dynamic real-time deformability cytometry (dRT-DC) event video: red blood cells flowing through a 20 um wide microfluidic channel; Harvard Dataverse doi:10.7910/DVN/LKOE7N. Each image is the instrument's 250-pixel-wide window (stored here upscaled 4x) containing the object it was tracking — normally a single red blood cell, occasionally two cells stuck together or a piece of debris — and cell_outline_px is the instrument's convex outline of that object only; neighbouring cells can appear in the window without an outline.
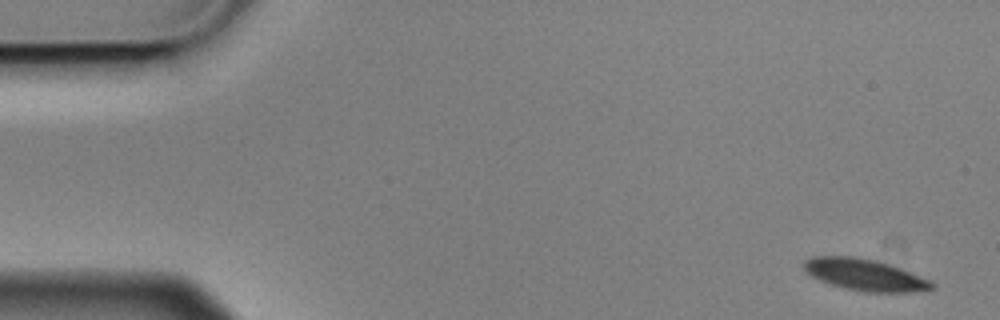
{"species": "Egyptian fruit bat (a non-hibernating species)", "species_latin": "Rousettus aegyptiacus", "temperature_condition": "cold", "stored_images_in_passage": 6, "camera_frame_rate_fps": 3000, "um_per_image_px": 0.085, "animal": {"sex": "male"}, "frame": {"image": 1, "passage_image": 1, "time_ms": 0.0, "image_size_px": [1000, 320], "cell_outline_px": [[936, 288], [912, 292], [864, 292], [844, 288], [820, 280], [812, 276], [804, 268], [804, 260], [812, 256], [852, 256], [876, 260], [900, 268], [928, 280]], "centroid_in_image_um": [73.48, 23.35], "position_along_channel_um": 11.5, "area_um2": 23.24}}
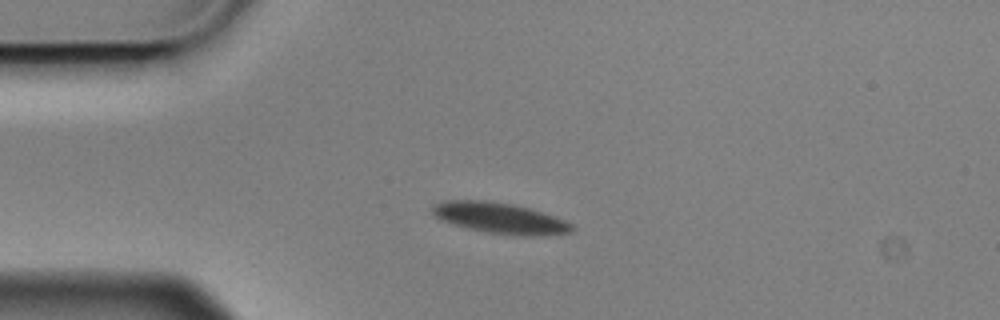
{"frame": {"image": 2, "passage_image": 4, "time_ms": 1.0, "image_size_px": [1000, 320], "cell_outline_px": [[576, 228], [572, 232], [544, 236], [524, 236], [488, 232], [468, 228], [452, 224], [440, 220], [432, 212], [432, 204], [440, 200], [488, 200], [512, 204], [528, 208], [564, 220], [572, 224]], "centroid_in_image_um": [42.47, 18.53], "position_along_channel_um": 42.5, "area_um2": 25.14}}
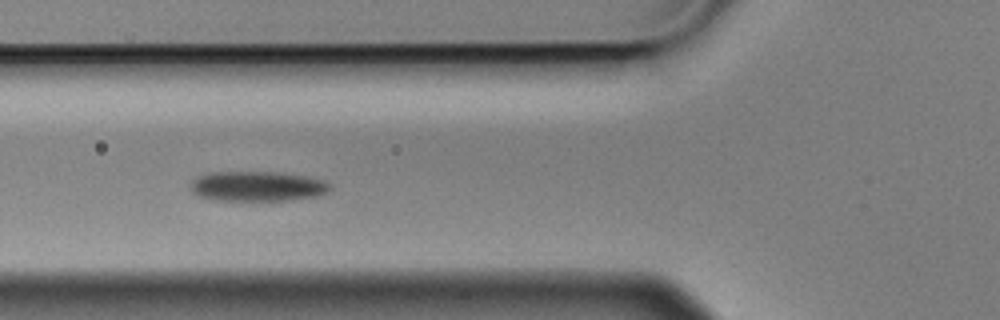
{"frame": {"image": 3, "passage_image": 6, "time_ms": 1.667, "image_size_px": [1000, 320], "cell_outline_px": [[332, 188], [328, 192], [316, 196], [284, 200], [216, 200], [196, 196], [192, 192], [188, 184], [196, 176], [208, 172], [276, 172], [304, 176], [324, 180], [332, 184]], "centroid_in_image_um": [21.82, 15.82], "position_along_channel_um": 104.0, "area_um2": 24.57}}